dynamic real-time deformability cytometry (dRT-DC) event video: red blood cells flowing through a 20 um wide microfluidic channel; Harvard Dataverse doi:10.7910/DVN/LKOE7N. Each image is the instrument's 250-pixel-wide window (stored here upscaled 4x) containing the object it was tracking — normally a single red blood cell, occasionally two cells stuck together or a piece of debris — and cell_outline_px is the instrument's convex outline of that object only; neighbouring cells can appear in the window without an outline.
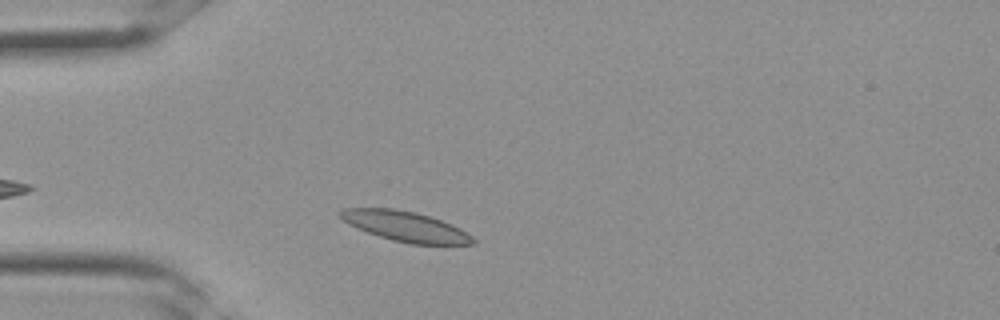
{"species": "Egyptian fruit bat (a non-hibernating species)", "species_latin": "Rousettus aegyptiacus", "temperature_condition": "room temperature", "stored_images_in_passage": 24, "camera_frame_rate_fps": 3000, "um_per_image_px": 0.085, "frame": {"image": 1, "passage_image": 3, "time_ms": 0.667, "image_size_px": [1000, 320], "cell_outline_px": [[476, 244], [408, 244], [392, 240], [356, 228], [348, 224], [336, 212], [344, 208], [392, 208], [416, 212], [452, 224], [460, 228], [472, 236], [476, 240]], "centroid_in_image_um": [34.45, 19.24], "position_along_channel_um": 50.5, "area_um2": 23.24}}
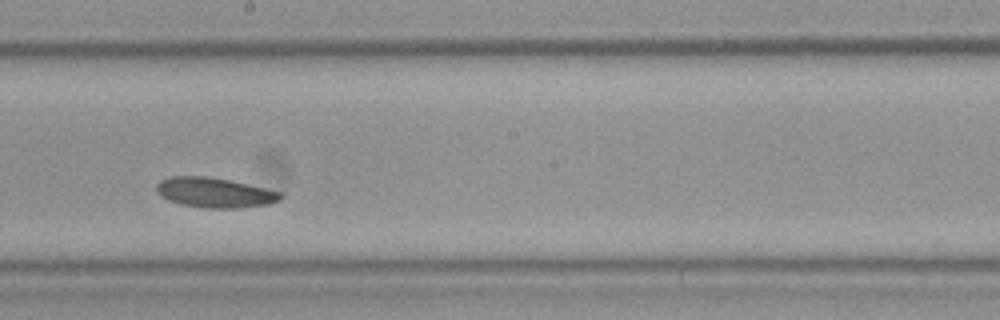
{"frame": {"image": 2, "passage_image": 13, "time_ms": 4.0, "image_size_px": [1000, 320], "cell_outline_px": [[284, 196], [280, 200], [268, 204], [236, 208], [204, 208], [184, 204], [168, 200], [160, 196], [156, 192], [156, 184], [160, 180], [172, 176], [208, 176], [228, 180], [264, 188], [280, 192]], "centroid_in_image_um": [18.21, 16.37], "position_along_channel_um": 230.0, "area_um2": 21.5}}
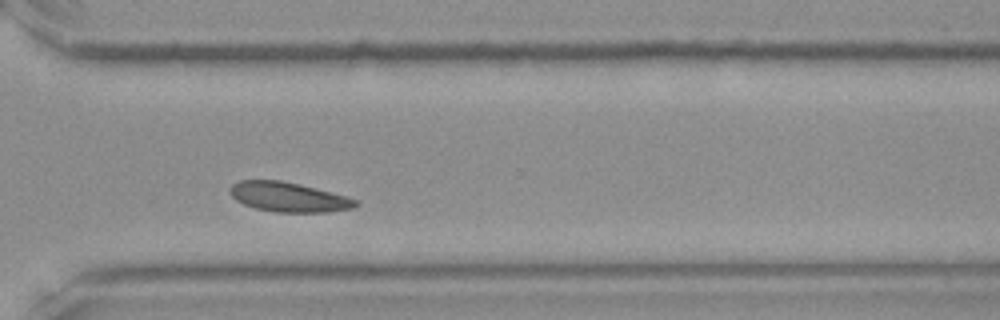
{"frame": {"image": 3, "passage_image": 19, "time_ms": 6.0, "image_size_px": [1000, 320], "cell_outline_px": [[360, 204], [356, 208], [328, 212], [276, 212], [256, 208], [244, 204], [236, 200], [232, 196], [232, 184], [236, 180], [280, 180], [300, 184], [316, 188], [344, 196], [356, 200]], "centroid_in_image_um": [24.55, 16.75], "position_along_channel_um": 346.0, "area_um2": 21.56}}